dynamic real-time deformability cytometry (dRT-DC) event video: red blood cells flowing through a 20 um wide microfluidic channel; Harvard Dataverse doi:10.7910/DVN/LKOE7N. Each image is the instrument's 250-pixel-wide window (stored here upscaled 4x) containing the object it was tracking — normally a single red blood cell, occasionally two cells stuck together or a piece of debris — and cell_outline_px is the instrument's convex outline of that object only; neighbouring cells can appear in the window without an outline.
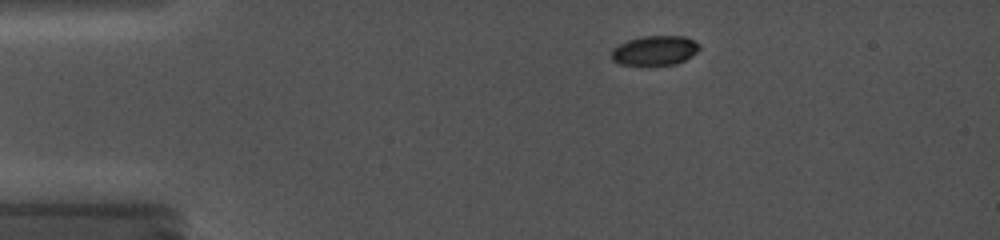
{"species": "common noctule bat (a hibernating species)", "species_latin": "Nyctalus noctula", "temperature_condition": "cold", "stored_images_in_passage": 14, "camera_frame_rate_fps": 5000, "um_per_image_px": 0.085, "animal": {"sex": "female", "body_mass_g": 19.0, "forearm_length_mm": 56.7}, "frame": {"image": 1, "passage_image": 2, "time_ms": 1.0, "image_size_px": [1000, 240], "cell_outline_px": [[700, 48], [692, 56], [676, 64], [620, 64], [612, 60], [612, 48], [628, 40], [644, 36], [684, 36], [700, 44]], "centroid_in_image_um": [55.67, 4.28], "position_along_channel_um": 29.3, "area_um2": 14.91}}
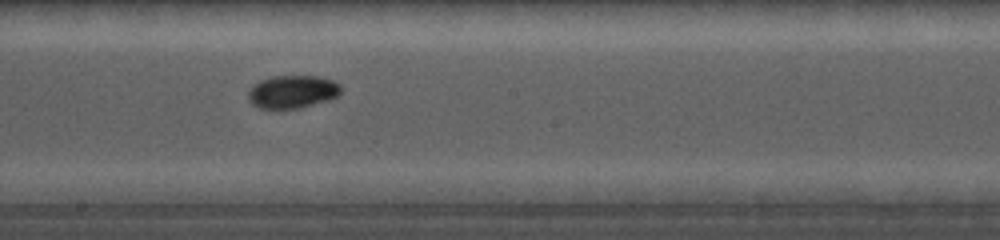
{"frame": {"image": 2, "passage_image": 8, "time_ms": 7.6, "image_size_px": [1000, 240], "cell_outline_px": [[340, 92], [336, 96], [328, 100], [300, 108], [280, 112], [260, 108], [252, 104], [248, 100], [248, 92], [252, 84], [260, 80], [272, 76], [320, 76], [332, 80], [340, 84]], "centroid_in_image_um": [24.79, 7.83], "position_along_channel_um": 223.4, "area_um2": 18.38}}
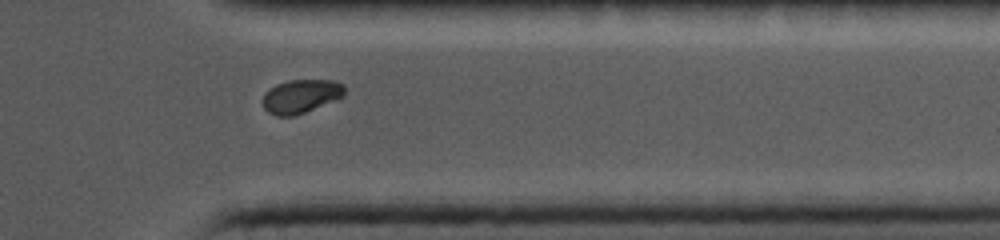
{"frame": {"image": 3, "passage_image": 12, "time_ms": 11.8, "image_size_px": [1000, 240], "cell_outline_px": [[344, 96], [296, 116], [276, 116], [268, 112], [264, 108], [264, 92], [276, 84], [288, 80], [332, 80], [344, 84]], "centroid_in_image_um": [25.57, 8.18], "position_along_channel_um": 385.8, "area_um2": 16.01}, "authors_computed_cell_mechanics": {"area_um2": 16.4441, "velocity_mm_per_s": 3.834, "shape_relaxation_time_tau1_ms": null, "shape_relaxation_time_tau2_ms": 3.0056, "deformation_change_tau1": null, "deformation_change_tau2": 0.0299}}